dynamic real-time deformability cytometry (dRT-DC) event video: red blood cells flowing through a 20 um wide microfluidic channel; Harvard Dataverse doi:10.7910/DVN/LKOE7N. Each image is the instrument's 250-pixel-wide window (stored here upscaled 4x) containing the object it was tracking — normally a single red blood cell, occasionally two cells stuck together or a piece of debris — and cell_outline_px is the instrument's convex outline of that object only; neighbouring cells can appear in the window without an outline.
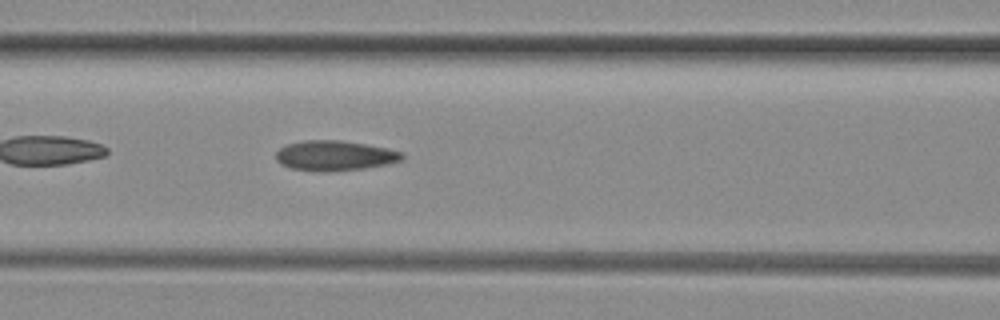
{"species": "common noctule bat (a hibernating species)", "species_latin": "Nyctalus noctula", "temperature_condition": "room temperature", "stored_images_in_passage": 13, "camera_frame_rate_fps": 3000, "um_per_image_px": 0.085, "animal": {"sex": "female", "body_mass_g": 29.2, "forearm_length_mm": 56.3}, "frame": {"image": 1, "passage_image": 11, "time_ms": 3.333, "image_size_px": [1000, 320], "cell_outline_px": [[404, 160], [388, 164], [364, 168], [324, 172], [320, 172], [292, 168], [280, 164], [276, 160], [276, 152], [280, 148], [288, 144], [304, 140], [340, 140], [364, 144], [404, 152]], "centroid_in_image_um": [28.46, 13.23], "position_along_channel_um": 138.1, "area_um2": 22.08}}